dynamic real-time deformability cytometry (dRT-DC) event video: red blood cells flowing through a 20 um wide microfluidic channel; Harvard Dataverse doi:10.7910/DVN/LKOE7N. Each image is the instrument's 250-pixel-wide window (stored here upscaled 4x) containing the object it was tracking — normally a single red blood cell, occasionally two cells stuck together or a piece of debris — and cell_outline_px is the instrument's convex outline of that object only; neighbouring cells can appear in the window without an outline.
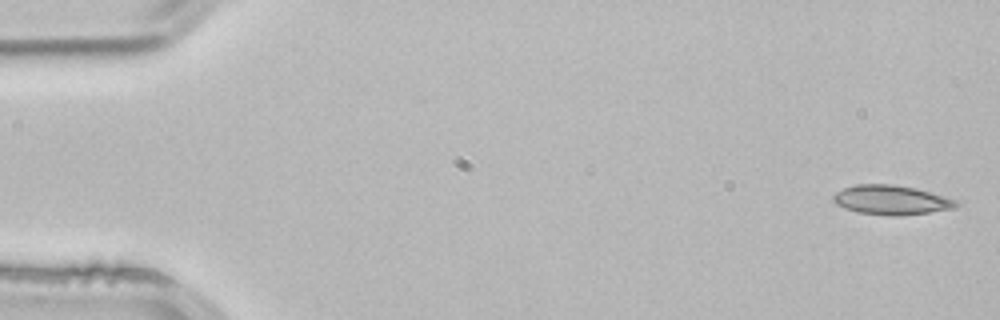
{"species": "common noctule bat (a hibernating species)", "species_latin": "Nyctalus noctula", "temperature_condition": "room temperature", "stored_images_in_passage": 3, "camera_frame_rate_fps": 3000, "um_per_image_px": 0.085, "animal": {"sex": "male", "body_mass_g": 21.5, "forearm_length_mm": 52.0}, "frame": {"image": 1, "passage_image": 1, "time_ms": 0.0, "image_size_px": [1000, 320], "cell_outline_px": [[960, 204], [956, 208], [900, 216], [892, 216], [856, 212], [844, 208], [836, 204], [832, 200], [832, 196], [836, 192], [844, 188], [856, 184], [892, 184], [916, 188], [956, 200]], "centroid_in_image_um": [75.73, 17.0], "position_along_channel_um": 9.3, "area_um2": 21.1}}
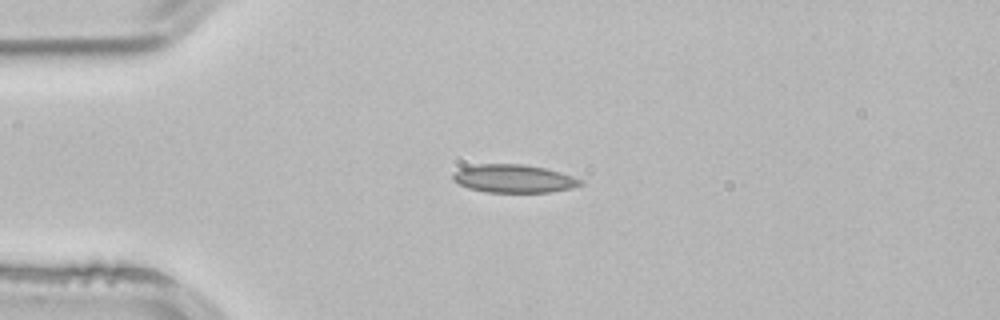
{"frame": {"image": 2, "passage_image": 3, "time_ms": 0.667, "image_size_px": [1000, 320], "cell_outline_px": [[584, 184], [572, 188], [548, 192], [484, 192], [468, 188], [452, 180], [452, 172], [460, 168], [476, 164], [520, 164], [544, 168], [560, 172], [584, 180]], "centroid_in_image_um": [43.65, 15.18], "position_along_channel_um": 41.4, "area_um2": 20.98}}